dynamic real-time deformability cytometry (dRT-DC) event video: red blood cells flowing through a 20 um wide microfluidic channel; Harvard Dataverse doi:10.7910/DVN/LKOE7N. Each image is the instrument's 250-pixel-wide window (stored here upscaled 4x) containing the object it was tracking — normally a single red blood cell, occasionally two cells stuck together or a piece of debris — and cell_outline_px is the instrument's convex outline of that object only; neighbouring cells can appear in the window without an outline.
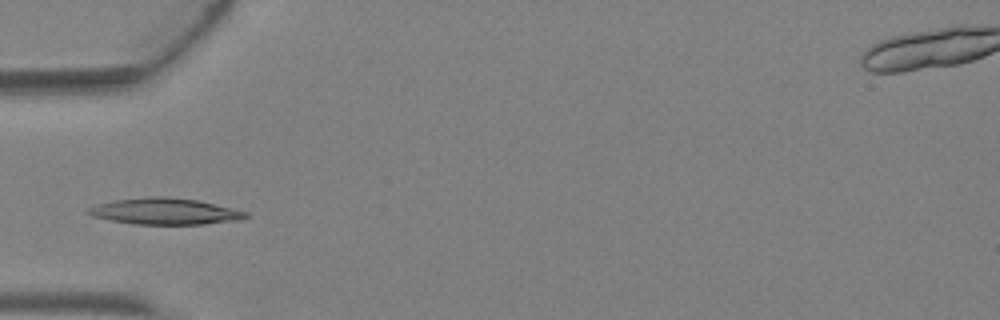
{"species": "Egyptian fruit bat (a non-hibernating species)", "species_latin": "Rousettus aegyptiacus", "temperature_condition": "warm", "stored_images_in_passage": 5, "camera_frame_rate_fps": 3000, "um_per_image_px": 0.085, "animal": {"sex": "female"}, "frame": {"image": 1, "passage_image": 5, "time_ms": 1.333, "image_size_px": [1000, 320], "cell_outline_px": [[248, 216], [236, 220], [204, 224], [132, 224], [92, 216], [84, 212], [88, 208], [100, 204], [116, 200], [156, 196], [160, 196], [200, 200], [248, 212]], "centroid_in_image_um": [14.02, 17.96], "position_along_channel_um": 71.0, "area_um2": 23.87}}